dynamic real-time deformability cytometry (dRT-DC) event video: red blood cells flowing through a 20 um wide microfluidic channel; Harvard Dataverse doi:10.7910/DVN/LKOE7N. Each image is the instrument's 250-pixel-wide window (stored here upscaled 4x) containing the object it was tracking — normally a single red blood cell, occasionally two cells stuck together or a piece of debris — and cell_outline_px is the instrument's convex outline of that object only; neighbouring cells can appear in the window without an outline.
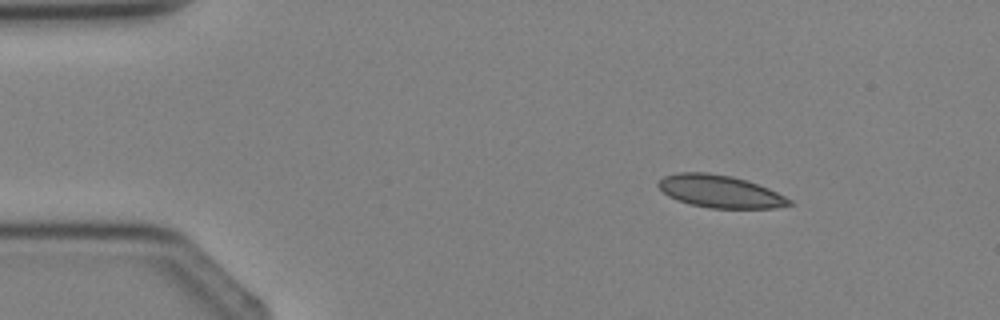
{"species": "Egyptian fruit bat (a non-hibernating species)", "species_latin": "Rousettus aegyptiacus", "temperature_condition": "cold", "stored_images_in_passage": 3, "camera_frame_rate_fps": 3000, "um_per_image_px": 0.085, "animal": {"sex": "female"}, "frame": {"image": 1, "passage_image": 1, "time_ms": 0.0, "image_size_px": [1000, 320], "cell_outline_px": [[792, 204], [776, 208], [708, 208], [688, 204], [676, 200], [668, 196], [656, 184], [664, 176], [676, 172], [708, 172], [732, 176], [748, 180], [768, 188], [792, 200]], "centroid_in_image_um": [61.18, 16.27], "position_along_channel_um": 23.8, "area_um2": 24.97}}